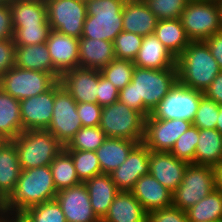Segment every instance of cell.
<instances>
[{"label": "cell", "mask_w": 222, "mask_h": 222, "mask_svg": "<svg viewBox=\"0 0 222 222\" xmlns=\"http://www.w3.org/2000/svg\"><path fill=\"white\" fill-rule=\"evenodd\" d=\"M177 81V68L135 66L131 82L119 90L118 100L148 117Z\"/></svg>", "instance_id": "cell-1"}, {"label": "cell", "mask_w": 222, "mask_h": 222, "mask_svg": "<svg viewBox=\"0 0 222 222\" xmlns=\"http://www.w3.org/2000/svg\"><path fill=\"white\" fill-rule=\"evenodd\" d=\"M57 192L49 165L21 170L14 192L4 202V210L25 212L32 206L54 200Z\"/></svg>", "instance_id": "cell-2"}, {"label": "cell", "mask_w": 222, "mask_h": 222, "mask_svg": "<svg viewBox=\"0 0 222 222\" xmlns=\"http://www.w3.org/2000/svg\"><path fill=\"white\" fill-rule=\"evenodd\" d=\"M178 82L203 92L221 72L205 41H191L176 61Z\"/></svg>", "instance_id": "cell-3"}, {"label": "cell", "mask_w": 222, "mask_h": 222, "mask_svg": "<svg viewBox=\"0 0 222 222\" xmlns=\"http://www.w3.org/2000/svg\"><path fill=\"white\" fill-rule=\"evenodd\" d=\"M126 0H88L81 38L114 42L123 31L122 9Z\"/></svg>", "instance_id": "cell-4"}, {"label": "cell", "mask_w": 222, "mask_h": 222, "mask_svg": "<svg viewBox=\"0 0 222 222\" xmlns=\"http://www.w3.org/2000/svg\"><path fill=\"white\" fill-rule=\"evenodd\" d=\"M21 170L50 165L64 146L48 130H24L11 140Z\"/></svg>", "instance_id": "cell-5"}, {"label": "cell", "mask_w": 222, "mask_h": 222, "mask_svg": "<svg viewBox=\"0 0 222 222\" xmlns=\"http://www.w3.org/2000/svg\"><path fill=\"white\" fill-rule=\"evenodd\" d=\"M145 118L118 100L102 108L99 127L107 137L143 141Z\"/></svg>", "instance_id": "cell-6"}, {"label": "cell", "mask_w": 222, "mask_h": 222, "mask_svg": "<svg viewBox=\"0 0 222 222\" xmlns=\"http://www.w3.org/2000/svg\"><path fill=\"white\" fill-rule=\"evenodd\" d=\"M216 189L212 166L190 163L184 172L182 182L172 193V206L188 210Z\"/></svg>", "instance_id": "cell-7"}, {"label": "cell", "mask_w": 222, "mask_h": 222, "mask_svg": "<svg viewBox=\"0 0 222 222\" xmlns=\"http://www.w3.org/2000/svg\"><path fill=\"white\" fill-rule=\"evenodd\" d=\"M180 20L191 41H205L222 31L216 0H190Z\"/></svg>", "instance_id": "cell-8"}, {"label": "cell", "mask_w": 222, "mask_h": 222, "mask_svg": "<svg viewBox=\"0 0 222 222\" xmlns=\"http://www.w3.org/2000/svg\"><path fill=\"white\" fill-rule=\"evenodd\" d=\"M59 80L50 73L14 66L0 78V88L19 101L51 89Z\"/></svg>", "instance_id": "cell-9"}, {"label": "cell", "mask_w": 222, "mask_h": 222, "mask_svg": "<svg viewBox=\"0 0 222 222\" xmlns=\"http://www.w3.org/2000/svg\"><path fill=\"white\" fill-rule=\"evenodd\" d=\"M203 92L188 88L178 81L152 110L154 119H182L193 122Z\"/></svg>", "instance_id": "cell-10"}, {"label": "cell", "mask_w": 222, "mask_h": 222, "mask_svg": "<svg viewBox=\"0 0 222 222\" xmlns=\"http://www.w3.org/2000/svg\"><path fill=\"white\" fill-rule=\"evenodd\" d=\"M47 20L51 30L81 38L87 16L86 2L82 0H46Z\"/></svg>", "instance_id": "cell-11"}, {"label": "cell", "mask_w": 222, "mask_h": 222, "mask_svg": "<svg viewBox=\"0 0 222 222\" xmlns=\"http://www.w3.org/2000/svg\"><path fill=\"white\" fill-rule=\"evenodd\" d=\"M82 127L77 114V102L61 87L55 93L53 115L48 130L63 146L75 136Z\"/></svg>", "instance_id": "cell-12"}, {"label": "cell", "mask_w": 222, "mask_h": 222, "mask_svg": "<svg viewBox=\"0 0 222 222\" xmlns=\"http://www.w3.org/2000/svg\"><path fill=\"white\" fill-rule=\"evenodd\" d=\"M192 122L182 119L161 120L151 115L145 118L143 143L150 151L170 152L176 140L191 126Z\"/></svg>", "instance_id": "cell-13"}, {"label": "cell", "mask_w": 222, "mask_h": 222, "mask_svg": "<svg viewBox=\"0 0 222 222\" xmlns=\"http://www.w3.org/2000/svg\"><path fill=\"white\" fill-rule=\"evenodd\" d=\"M58 81L45 93L20 101L23 130H46L51 122L55 93L61 88Z\"/></svg>", "instance_id": "cell-14"}, {"label": "cell", "mask_w": 222, "mask_h": 222, "mask_svg": "<svg viewBox=\"0 0 222 222\" xmlns=\"http://www.w3.org/2000/svg\"><path fill=\"white\" fill-rule=\"evenodd\" d=\"M55 200L66 222H101L91 207L89 192L84 183L58 191Z\"/></svg>", "instance_id": "cell-15"}, {"label": "cell", "mask_w": 222, "mask_h": 222, "mask_svg": "<svg viewBox=\"0 0 222 222\" xmlns=\"http://www.w3.org/2000/svg\"><path fill=\"white\" fill-rule=\"evenodd\" d=\"M99 70L74 68L60 75L61 86L77 103H97Z\"/></svg>", "instance_id": "cell-16"}, {"label": "cell", "mask_w": 222, "mask_h": 222, "mask_svg": "<svg viewBox=\"0 0 222 222\" xmlns=\"http://www.w3.org/2000/svg\"><path fill=\"white\" fill-rule=\"evenodd\" d=\"M149 154L147 146L138 143L125 162L110 174L119 191L131 192L137 180L149 173Z\"/></svg>", "instance_id": "cell-17"}, {"label": "cell", "mask_w": 222, "mask_h": 222, "mask_svg": "<svg viewBox=\"0 0 222 222\" xmlns=\"http://www.w3.org/2000/svg\"><path fill=\"white\" fill-rule=\"evenodd\" d=\"M188 164L171 152L150 151L149 154V173L172 193L182 182Z\"/></svg>", "instance_id": "cell-18"}, {"label": "cell", "mask_w": 222, "mask_h": 222, "mask_svg": "<svg viewBox=\"0 0 222 222\" xmlns=\"http://www.w3.org/2000/svg\"><path fill=\"white\" fill-rule=\"evenodd\" d=\"M46 44L52 64L60 74L80 67L78 38L51 30Z\"/></svg>", "instance_id": "cell-19"}, {"label": "cell", "mask_w": 222, "mask_h": 222, "mask_svg": "<svg viewBox=\"0 0 222 222\" xmlns=\"http://www.w3.org/2000/svg\"><path fill=\"white\" fill-rule=\"evenodd\" d=\"M131 192L147 213L172 206V192L150 173L140 177Z\"/></svg>", "instance_id": "cell-20"}, {"label": "cell", "mask_w": 222, "mask_h": 222, "mask_svg": "<svg viewBox=\"0 0 222 222\" xmlns=\"http://www.w3.org/2000/svg\"><path fill=\"white\" fill-rule=\"evenodd\" d=\"M158 21L143 0H126L122 9L123 31L144 37L154 34Z\"/></svg>", "instance_id": "cell-21"}, {"label": "cell", "mask_w": 222, "mask_h": 222, "mask_svg": "<svg viewBox=\"0 0 222 222\" xmlns=\"http://www.w3.org/2000/svg\"><path fill=\"white\" fill-rule=\"evenodd\" d=\"M176 61L177 59L156 35L151 34L143 37L142 45L133 63L141 68L163 70L177 68Z\"/></svg>", "instance_id": "cell-22"}, {"label": "cell", "mask_w": 222, "mask_h": 222, "mask_svg": "<svg viewBox=\"0 0 222 222\" xmlns=\"http://www.w3.org/2000/svg\"><path fill=\"white\" fill-rule=\"evenodd\" d=\"M141 142L124 138L107 137L95 151L101 172L110 175L125 162L131 150Z\"/></svg>", "instance_id": "cell-23"}, {"label": "cell", "mask_w": 222, "mask_h": 222, "mask_svg": "<svg viewBox=\"0 0 222 222\" xmlns=\"http://www.w3.org/2000/svg\"><path fill=\"white\" fill-rule=\"evenodd\" d=\"M86 185L91 207L96 216L102 220L108 212L114 197L120 192L113 182L111 175L102 173L84 182Z\"/></svg>", "instance_id": "cell-24"}, {"label": "cell", "mask_w": 222, "mask_h": 222, "mask_svg": "<svg viewBox=\"0 0 222 222\" xmlns=\"http://www.w3.org/2000/svg\"><path fill=\"white\" fill-rule=\"evenodd\" d=\"M148 213L132 192L120 191L101 222H147Z\"/></svg>", "instance_id": "cell-25"}, {"label": "cell", "mask_w": 222, "mask_h": 222, "mask_svg": "<svg viewBox=\"0 0 222 222\" xmlns=\"http://www.w3.org/2000/svg\"><path fill=\"white\" fill-rule=\"evenodd\" d=\"M15 66L25 70L50 73L58 80L61 75L52 64L46 43L28 46H16Z\"/></svg>", "instance_id": "cell-26"}, {"label": "cell", "mask_w": 222, "mask_h": 222, "mask_svg": "<svg viewBox=\"0 0 222 222\" xmlns=\"http://www.w3.org/2000/svg\"><path fill=\"white\" fill-rule=\"evenodd\" d=\"M113 59H115L113 42L91 38L79 39L80 67L100 70Z\"/></svg>", "instance_id": "cell-27"}, {"label": "cell", "mask_w": 222, "mask_h": 222, "mask_svg": "<svg viewBox=\"0 0 222 222\" xmlns=\"http://www.w3.org/2000/svg\"><path fill=\"white\" fill-rule=\"evenodd\" d=\"M21 173L15 144L6 140L0 146V198L5 202L14 192Z\"/></svg>", "instance_id": "cell-28"}, {"label": "cell", "mask_w": 222, "mask_h": 222, "mask_svg": "<svg viewBox=\"0 0 222 222\" xmlns=\"http://www.w3.org/2000/svg\"><path fill=\"white\" fill-rule=\"evenodd\" d=\"M9 7L13 26H50L43 1L14 0Z\"/></svg>", "instance_id": "cell-29"}, {"label": "cell", "mask_w": 222, "mask_h": 222, "mask_svg": "<svg viewBox=\"0 0 222 222\" xmlns=\"http://www.w3.org/2000/svg\"><path fill=\"white\" fill-rule=\"evenodd\" d=\"M22 131L20 101L0 88V135L13 140Z\"/></svg>", "instance_id": "cell-30"}, {"label": "cell", "mask_w": 222, "mask_h": 222, "mask_svg": "<svg viewBox=\"0 0 222 222\" xmlns=\"http://www.w3.org/2000/svg\"><path fill=\"white\" fill-rule=\"evenodd\" d=\"M154 34L176 59L191 42L180 18L159 20Z\"/></svg>", "instance_id": "cell-31"}, {"label": "cell", "mask_w": 222, "mask_h": 222, "mask_svg": "<svg viewBox=\"0 0 222 222\" xmlns=\"http://www.w3.org/2000/svg\"><path fill=\"white\" fill-rule=\"evenodd\" d=\"M222 161V133L217 129H199L195 164L214 167Z\"/></svg>", "instance_id": "cell-32"}, {"label": "cell", "mask_w": 222, "mask_h": 222, "mask_svg": "<svg viewBox=\"0 0 222 222\" xmlns=\"http://www.w3.org/2000/svg\"><path fill=\"white\" fill-rule=\"evenodd\" d=\"M188 222H222V191L214 189L186 210Z\"/></svg>", "instance_id": "cell-33"}, {"label": "cell", "mask_w": 222, "mask_h": 222, "mask_svg": "<svg viewBox=\"0 0 222 222\" xmlns=\"http://www.w3.org/2000/svg\"><path fill=\"white\" fill-rule=\"evenodd\" d=\"M49 166L57 191L82 183L76 174L71 155L65 148L54 158Z\"/></svg>", "instance_id": "cell-34"}, {"label": "cell", "mask_w": 222, "mask_h": 222, "mask_svg": "<svg viewBox=\"0 0 222 222\" xmlns=\"http://www.w3.org/2000/svg\"><path fill=\"white\" fill-rule=\"evenodd\" d=\"M107 136L99 126L81 127L75 136L64 146L66 150L96 151Z\"/></svg>", "instance_id": "cell-35"}, {"label": "cell", "mask_w": 222, "mask_h": 222, "mask_svg": "<svg viewBox=\"0 0 222 222\" xmlns=\"http://www.w3.org/2000/svg\"><path fill=\"white\" fill-rule=\"evenodd\" d=\"M134 69L133 61L115 58L99 71L104 78L120 90L131 82Z\"/></svg>", "instance_id": "cell-36"}, {"label": "cell", "mask_w": 222, "mask_h": 222, "mask_svg": "<svg viewBox=\"0 0 222 222\" xmlns=\"http://www.w3.org/2000/svg\"><path fill=\"white\" fill-rule=\"evenodd\" d=\"M67 151L71 155L76 174L82 183L96 175L102 174L96 152L84 150Z\"/></svg>", "instance_id": "cell-37"}, {"label": "cell", "mask_w": 222, "mask_h": 222, "mask_svg": "<svg viewBox=\"0 0 222 222\" xmlns=\"http://www.w3.org/2000/svg\"><path fill=\"white\" fill-rule=\"evenodd\" d=\"M199 140V128L191 126L177 140L171 153L180 160L195 164V150Z\"/></svg>", "instance_id": "cell-38"}, {"label": "cell", "mask_w": 222, "mask_h": 222, "mask_svg": "<svg viewBox=\"0 0 222 222\" xmlns=\"http://www.w3.org/2000/svg\"><path fill=\"white\" fill-rule=\"evenodd\" d=\"M143 37L135 33L120 32L113 42L115 58L134 61L142 45Z\"/></svg>", "instance_id": "cell-39"}, {"label": "cell", "mask_w": 222, "mask_h": 222, "mask_svg": "<svg viewBox=\"0 0 222 222\" xmlns=\"http://www.w3.org/2000/svg\"><path fill=\"white\" fill-rule=\"evenodd\" d=\"M24 213L33 222H66L64 213L55 199L32 206Z\"/></svg>", "instance_id": "cell-40"}, {"label": "cell", "mask_w": 222, "mask_h": 222, "mask_svg": "<svg viewBox=\"0 0 222 222\" xmlns=\"http://www.w3.org/2000/svg\"><path fill=\"white\" fill-rule=\"evenodd\" d=\"M16 46L46 43L51 26H13Z\"/></svg>", "instance_id": "cell-41"}, {"label": "cell", "mask_w": 222, "mask_h": 222, "mask_svg": "<svg viewBox=\"0 0 222 222\" xmlns=\"http://www.w3.org/2000/svg\"><path fill=\"white\" fill-rule=\"evenodd\" d=\"M158 20L180 18L190 0H143Z\"/></svg>", "instance_id": "cell-42"}, {"label": "cell", "mask_w": 222, "mask_h": 222, "mask_svg": "<svg viewBox=\"0 0 222 222\" xmlns=\"http://www.w3.org/2000/svg\"><path fill=\"white\" fill-rule=\"evenodd\" d=\"M219 105L205 96L200 99L193 126L199 129H216Z\"/></svg>", "instance_id": "cell-43"}, {"label": "cell", "mask_w": 222, "mask_h": 222, "mask_svg": "<svg viewBox=\"0 0 222 222\" xmlns=\"http://www.w3.org/2000/svg\"><path fill=\"white\" fill-rule=\"evenodd\" d=\"M102 108L98 103H77V114L82 127L99 126Z\"/></svg>", "instance_id": "cell-44"}, {"label": "cell", "mask_w": 222, "mask_h": 222, "mask_svg": "<svg viewBox=\"0 0 222 222\" xmlns=\"http://www.w3.org/2000/svg\"><path fill=\"white\" fill-rule=\"evenodd\" d=\"M147 222H188L186 211L170 206L148 213Z\"/></svg>", "instance_id": "cell-45"}, {"label": "cell", "mask_w": 222, "mask_h": 222, "mask_svg": "<svg viewBox=\"0 0 222 222\" xmlns=\"http://www.w3.org/2000/svg\"><path fill=\"white\" fill-rule=\"evenodd\" d=\"M119 89L108 79L104 78L99 71L97 103L101 106L111 105L118 101Z\"/></svg>", "instance_id": "cell-46"}, {"label": "cell", "mask_w": 222, "mask_h": 222, "mask_svg": "<svg viewBox=\"0 0 222 222\" xmlns=\"http://www.w3.org/2000/svg\"><path fill=\"white\" fill-rule=\"evenodd\" d=\"M15 48L13 38L0 41V78L15 66Z\"/></svg>", "instance_id": "cell-47"}, {"label": "cell", "mask_w": 222, "mask_h": 222, "mask_svg": "<svg viewBox=\"0 0 222 222\" xmlns=\"http://www.w3.org/2000/svg\"><path fill=\"white\" fill-rule=\"evenodd\" d=\"M14 38L11 10L9 5H0V41Z\"/></svg>", "instance_id": "cell-48"}, {"label": "cell", "mask_w": 222, "mask_h": 222, "mask_svg": "<svg viewBox=\"0 0 222 222\" xmlns=\"http://www.w3.org/2000/svg\"><path fill=\"white\" fill-rule=\"evenodd\" d=\"M203 95L215 101L218 105H222V70L215 77L210 86L203 91Z\"/></svg>", "instance_id": "cell-49"}, {"label": "cell", "mask_w": 222, "mask_h": 222, "mask_svg": "<svg viewBox=\"0 0 222 222\" xmlns=\"http://www.w3.org/2000/svg\"><path fill=\"white\" fill-rule=\"evenodd\" d=\"M209 46V50L217 61L219 67L222 70V31L216 34H213L208 39L205 40Z\"/></svg>", "instance_id": "cell-50"}, {"label": "cell", "mask_w": 222, "mask_h": 222, "mask_svg": "<svg viewBox=\"0 0 222 222\" xmlns=\"http://www.w3.org/2000/svg\"><path fill=\"white\" fill-rule=\"evenodd\" d=\"M10 222H33L24 212H9Z\"/></svg>", "instance_id": "cell-51"}, {"label": "cell", "mask_w": 222, "mask_h": 222, "mask_svg": "<svg viewBox=\"0 0 222 222\" xmlns=\"http://www.w3.org/2000/svg\"><path fill=\"white\" fill-rule=\"evenodd\" d=\"M213 168L215 173L216 188L222 191V161Z\"/></svg>", "instance_id": "cell-52"}, {"label": "cell", "mask_w": 222, "mask_h": 222, "mask_svg": "<svg viewBox=\"0 0 222 222\" xmlns=\"http://www.w3.org/2000/svg\"><path fill=\"white\" fill-rule=\"evenodd\" d=\"M216 129L222 133V105H219V113L217 118Z\"/></svg>", "instance_id": "cell-53"}, {"label": "cell", "mask_w": 222, "mask_h": 222, "mask_svg": "<svg viewBox=\"0 0 222 222\" xmlns=\"http://www.w3.org/2000/svg\"><path fill=\"white\" fill-rule=\"evenodd\" d=\"M0 222H10L8 211H0Z\"/></svg>", "instance_id": "cell-54"}, {"label": "cell", "mask_w": 222, "mask_h": 222, "mask_svg": "<svg viewBox=\"0 0 222 222\" xmlns=\"http://www.w3.org/2000/svg\"><path fill=\"white\" fill-rule=\"evenodd\" d=\"M219 8V16H220V25L222 29V0H216Z\"/></svg>", "instance_id": "cell-55"}, {"label": "cell", "mask_w": 222, "mask_h": 222, "mask_svg": "<svg viewBox=\"0 0 222 222\" xmlns=\"http://www.w3.org/2000/svg\"><path fill=\"white\" fill-rule=\"evenodd\" d=\"M14 0H0V5H10Z\"/></svg>", "instance_id": "cell-56"}, {"label": "cell", "mask_w": 222, "mask_h": 222, "mask_svg": "<svg viewBox=\"0 0 222 222\" xmlns=\"http://www.w3.org/2000/svg\"><path fill=\"white\" fill-rule=\"evenodd\" d=\"M4 210V201L0 198V211Z\"/></svg>", "instance_id": "cell-57"}, {"label": "cell", "mask_w": 222, "mask_h": 222, "mask_svg": "<svg viewBox=\"0 0 222 222\" xmlns=\"http://www.w3.org/2000/svg\"><path fill=\"white\" fill-rule=\"evenodd\" d=\"M6 140L0 135V146L5 142Z\"/></svg>", "instance_id": "cell-58"}]
</instances>
